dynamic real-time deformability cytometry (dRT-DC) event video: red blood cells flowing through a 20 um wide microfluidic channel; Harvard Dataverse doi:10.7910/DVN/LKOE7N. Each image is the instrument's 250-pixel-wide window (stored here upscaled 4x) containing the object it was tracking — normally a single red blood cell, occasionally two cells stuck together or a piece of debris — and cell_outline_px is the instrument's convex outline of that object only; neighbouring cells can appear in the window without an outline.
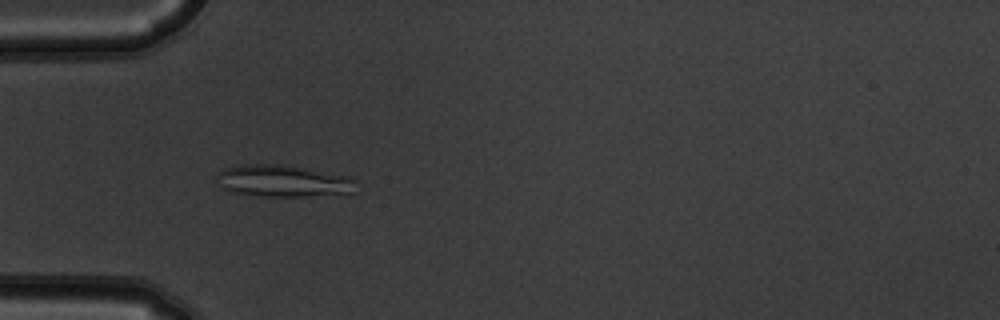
{"species": "common noctule bat (a hibernating species)", "species_latin": "Nyctalus noctula", "temperature_condition": "warm", "stored_images_in_passage": 4, "camera_frame_rate_fps": 3000, "um_per_image_px": 0.085, "animal": {"sex": "male", "body_mass_g": 19.5, "forearm_length_mm": 54.6}, "frame": {"image": 1, "passage_image": 4, "time_ms": 1.0, "image_size_px": [1000, 320], "cell_outline_px": [[352, 192], [304, 196], [260, 196], [232, 192], [224, 188], [220, 184], [216, 176], [224, 168], [240, 164], [284, 164], [348, 176], [352, 180]], "centroid_in_image_um": [23.96, 15.36], "position_along_channel_um": 61.0, "area_um2": 25.37}}